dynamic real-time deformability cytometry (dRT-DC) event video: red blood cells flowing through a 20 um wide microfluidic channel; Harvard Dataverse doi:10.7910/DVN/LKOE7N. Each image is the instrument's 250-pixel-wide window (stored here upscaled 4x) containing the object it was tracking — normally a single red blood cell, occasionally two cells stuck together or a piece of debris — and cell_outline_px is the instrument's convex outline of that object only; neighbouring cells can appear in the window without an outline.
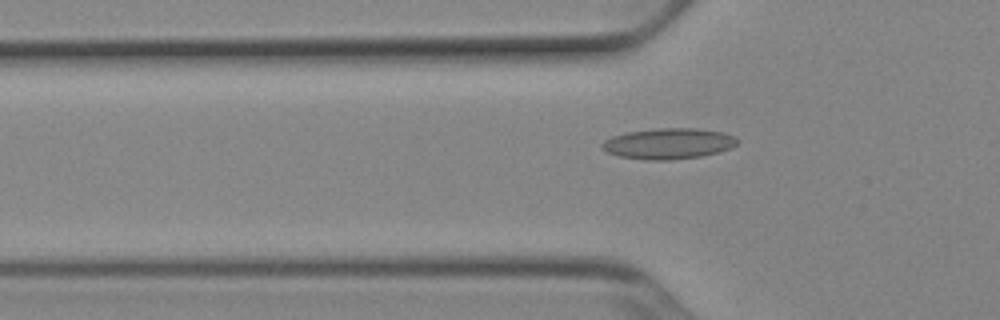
{"species": "Egyptian fruit bat (a non-hibernating species)", "species_latin": "Rousettus aegyptiacus", "temperature_condition": "cold", "stored_images_in_passage": 39, "camera_frame_rate_fps": 3000, "um_per_image_px": 0.085, "animal": {"sex": "female"}, "frame": {"image": 1, "passage_image": 6, "time_ms": 1.667, "image_size_px": [1000, 320], "cell_outline_px": [[736, 144], [728, 148], [716, 152], [700, 156], [672, 160], [644, 160], [620, 156], [608, 152], [600, 148], [600, 144], [604, 140], [612, 136], [628, 132], [656, 128], [696, 128], [724, 132], [736, 136]], "centroid_in_image_um": [56.78, 12.2], "position_along_channel_um": 69.0, "area_um2": 24.22}}
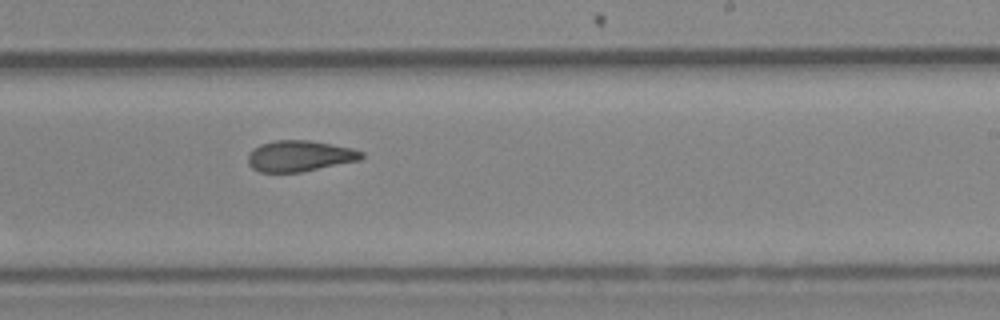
{"frame": {"image": 2, "passage_image": 21, "time_ms": 6.667, "image_size_px": [1000, 320], "cell_outline_px": [[364, 156], [360, 160], [300, 172], [260, 172], [252, 168], [248, 164], [248, 156], [252, 148], [260, 144], [276, 140], [308, 140], [352, 148], [364, 152]], "centroid_in_image_um": [25.45, 13.26], "position_along_channel_um": 263.5, "area_um2": 20.46}}
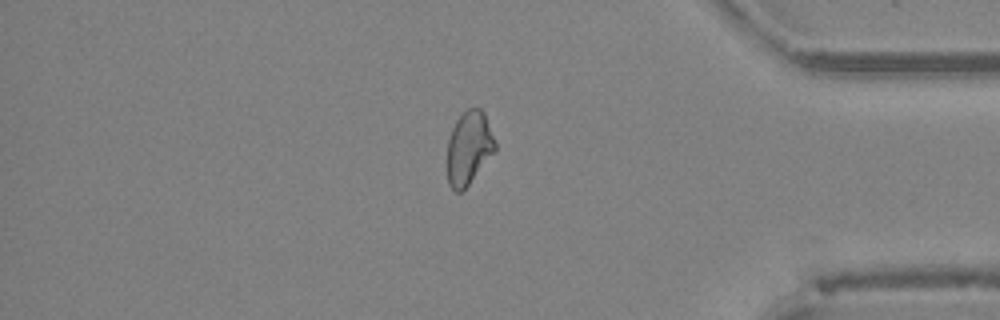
{"frame": {"image": 3, "passage_image": 33, "time_ms": 10.667, "image_size_px": [1000, 320], "cell_outline_px": [[496, 148], [468, 184], [460, 192], [456, 192], [448, 184], [448, 140], [452, 128], [456, 120], [468, 108], [480, 108], [484, 112], [496, 144]], "centroid_in_image_um": [39.84, 12.54], "position_along_channel_um": 395.4, "area_um2": 19.88}, "authors_computed_cell_mechanics": {"area_um2": 21.097, "velocity_mm_per_s": 3.9124, "shape_relaxation_time_tau1_ms": null, "shape_relaxation_time_tau2_ms": 3.0694, "deformation_change_tau1": null, "deformation_change_tau2": 0.0856}}